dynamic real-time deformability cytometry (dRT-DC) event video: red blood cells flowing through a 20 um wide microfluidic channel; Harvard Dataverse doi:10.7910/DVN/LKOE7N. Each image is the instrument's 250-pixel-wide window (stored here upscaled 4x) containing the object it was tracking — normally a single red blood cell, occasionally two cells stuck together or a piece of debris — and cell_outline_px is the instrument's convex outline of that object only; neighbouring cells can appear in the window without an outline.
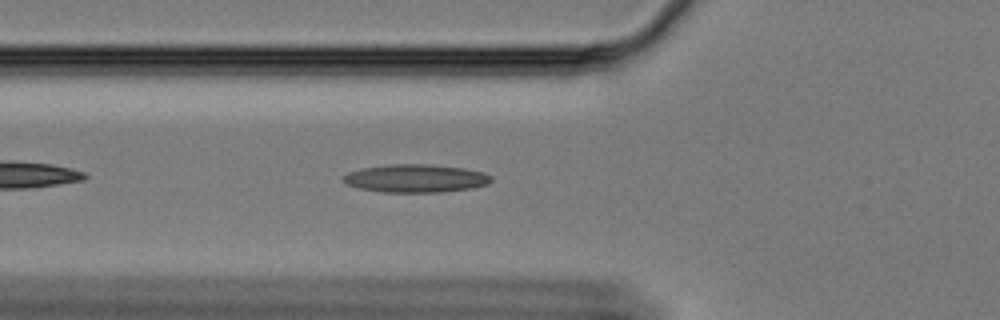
{"species": "Egyptian fruit bat (a non-hibernating species)", "species_latin": "Rousettus aegyptiacus", "temperature_condition": "cold", "stored_images_in_passage": 38, "camera_frame_rate_fps": 3000, "um_per_image_px": 0.085, "animal": {"sex": "female"}, "frame": {"image": 1, "passage_image": 5, "time_ms": 1.333, "image_size_px": [1000, 320], "cell_outline_px": [[492, 180], [488, 184], [472, 188], [440, 192], [380, 192], [356, 188], [348, 184], [344, 180], [344, 176], [348, 172], [360, 168], [388, 164], [428, 164], [464, 168], [484, 172], [492, 176]], "centroid_in_image_um": [35.34, 15.16], "position_along_channel_um": 90.5, "area_um2": 24.33}}
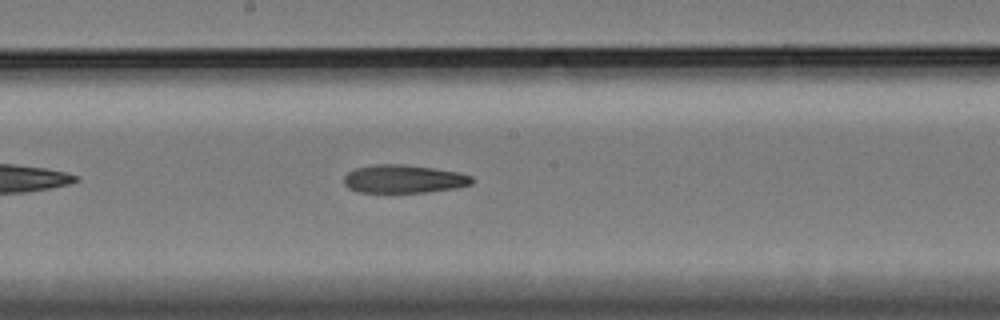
{"frame": {"image": 2, "passage_image": 16, "time_ms": 5.0, "image_size_px": [1000, 320], "cell_outline_px": [[476, 180], [472, 184], [456, 188], [428, 192], [356, 192], [348, 188], [344, 184], [344, 176], [348, 172], [356, 168], [372, 164], [404, 164], [432, 168], [456, 172], [472, 176]], "centroid_in_image_um": [34.31, 15.21], "position_along_channel_um": 213.9, "area_um2": 21.15}}
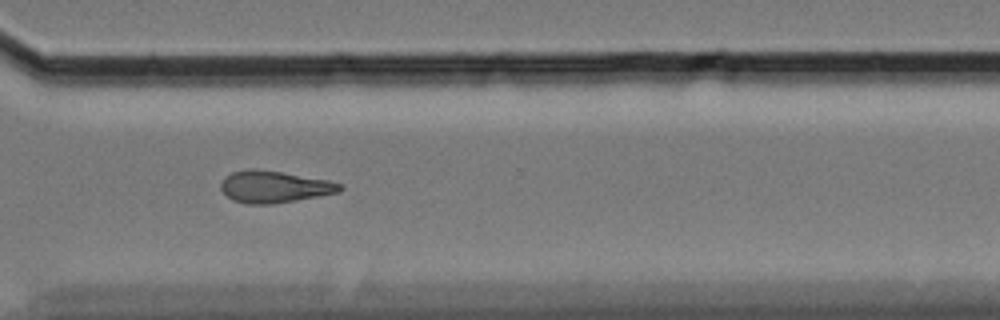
{"frame": {"image": 3, "passage_image": 28, "time_ms": 9.0, "image_size_px": [1000, 320], "cell_outline_px": [[344, 188], [340, 192], [296, 200], [272, 204], [248, 204], [232, 200], [220, 188], [220, 184], [224, 176], [232, 172], [248, 168], [256, 168], [328, 180], [340, 184]], "centroid_in_image_um": [23.27, 15.87], "position_along_channel_um": 347.3, "area_um2": 22.08}, "authors_computed_cell_mechanics": {"area_um2": 21.8773, "velocity_mm_per_s": 3.3386, "shape_relaxation_time_tau1_ms": null, "shape_relaxation_time_tau2_ms": 7.8322, "deformation_change_tau1": null, "deformation_change_tau2": 0.1724}}